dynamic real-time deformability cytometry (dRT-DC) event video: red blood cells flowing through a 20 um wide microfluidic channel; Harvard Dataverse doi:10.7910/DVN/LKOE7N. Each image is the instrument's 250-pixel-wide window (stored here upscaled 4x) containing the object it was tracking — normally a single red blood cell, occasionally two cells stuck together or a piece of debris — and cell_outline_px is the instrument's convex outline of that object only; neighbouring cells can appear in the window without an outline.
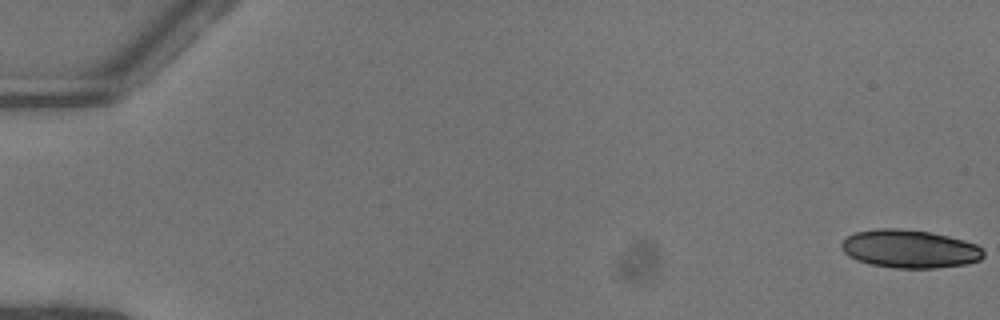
{"species": "common noctule bat (a hibernating species)", "species_latin": "Nyctalus noctula", "temperature_condition": "warm", "stored_images_in_passage": 53, "camera_frame_rate_fps": 3000, "um_per_image_px": 0.085, "animal": {"sex": "female"}, "frame": {"image": 1, "passage_image": 1, "time_ms": 0.0, "image_size_px": [1000, 320], "cell_outline_px": [[984, 256], [980, 260], [964, 264], [936, 268], [896, 268], [868, 264], [856, 260], [848, 256], [840, 248], [840, 244], [848, 236], [856, 232], [876, 228], [900, 228], [928, 232], [948, 236], [964, 240], [976, 244], [984, 252]], "centroid_in_image_um": [77.29, 21.15], "position_along_channel_um": 7.7, "area_um2": 31.67}}
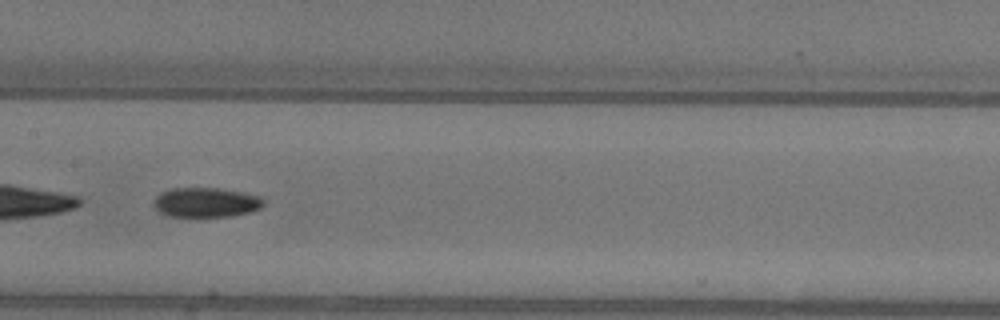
{"frame": {"image": 2, "passage_image": 28, "time_ms": 9.0, "image_size_px": [1000, 320], "cell_outline_px": [[264, 204], [260, 208], [248, 212], [228, 216], [168, 216], [160, 212], [152, 204], [156, 196], [160, 192], [172, 188], [216, 188], [240, 192], [256, 196], [264, 200]], "centroid_in_image_um": [17.44, 17.2], "position_along_channel_um": 190.0, "area_um2": 18.67}}
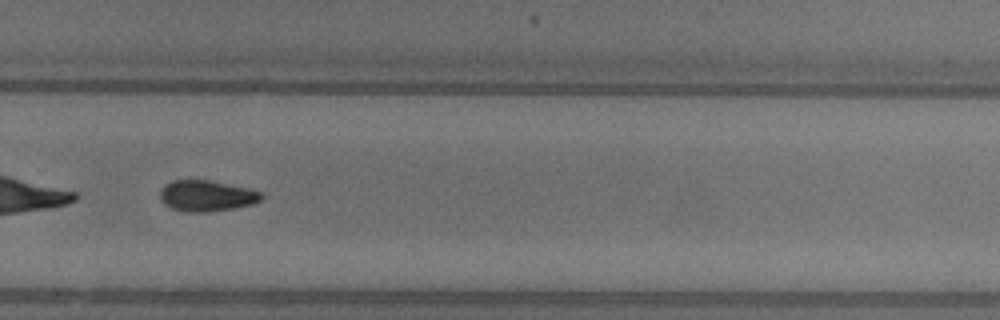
{"frame": {"image": 3, "passage_image": 37, "time_ms": 12.0, "image_size_px": [1000, 320], "cell_outline_px": [[264, 196], [260, 200], [252, 204], [236, 208], [208, 212], [188, 212], [172, 208], [164, 204], [160, 200], [160, 188], [164, 184], [172, 180], [208, 180], [248, 188], [260, 192]], "centroid_in_image_um": [17.53, 16.64], "position_along_channel_um": 312.3, "area_um2": 18.38}, "authors_computed_cell_mechanics": {"area_um2": 19.5942, "velocity_mm_per_s": 4.0996, "shape_relaxation_time_tau1_ms": 4.8867, "shape_relaxation_time_tau2_ms": null, "deformation_change_tau1": 0.1311, "deformation_change_tau2": null}}